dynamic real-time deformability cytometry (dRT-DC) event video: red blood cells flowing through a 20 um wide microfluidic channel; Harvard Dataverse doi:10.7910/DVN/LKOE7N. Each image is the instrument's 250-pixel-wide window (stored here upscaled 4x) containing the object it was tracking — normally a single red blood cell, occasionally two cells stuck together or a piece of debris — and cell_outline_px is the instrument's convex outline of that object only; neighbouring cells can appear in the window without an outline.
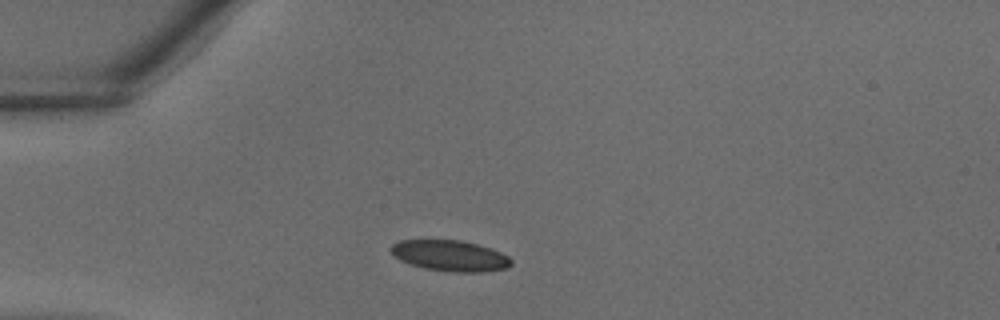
{"species": "common noctule bat (a hibernating species)", "species_latin": "Nyctalus noctula", "temperature_condition": "warm", "stored_images_in_passage": 28, "camera_frame_rate_fps": 3000, "um_per_image_px": 0.085, "animal": {"sex": "male", "body_mass_g": 18.8}, "frame": {"image": 1, "passage_image": 1, "time_ms": 0.0, "image_size_px": [1000, 320], "cell_outline_px": [[512, 264], [508, 268], [484, 272], [456, 272], [424, 268], [400, 260], [392, 256], [388, 248], [392, 244], [400, 240], [460, 240], [476, 244], [500, 252], [508, 256], [512, 260]], "centroid_in_image_um": [38.23, 21.73], "position_along_channel_um": 46.8, "area_um2": 21.68}}
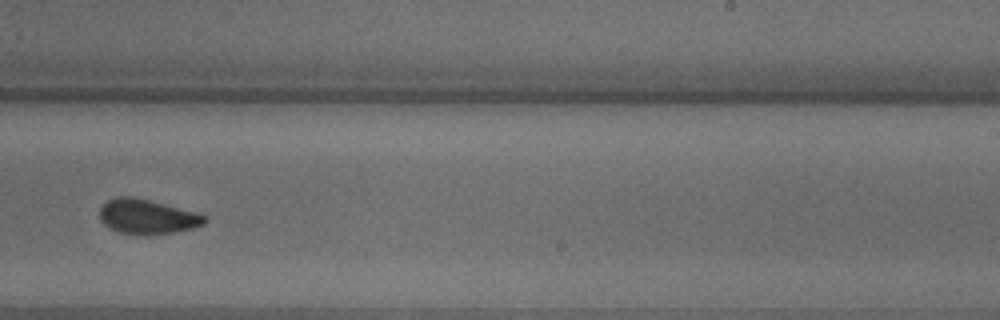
{"frame": {"image": 2, "passage_image": 15, "time_ms": 4.667, "image_size_px": [1000, 320], "cell_outline_px": [[208, 220], [204, 224], [196, 228], [172, 232], [120, 232], [104, 224], [100, 220], [100, 208], [108, 200], [116, 196], [132, 196], [200, 212], [208, 216]], "centroid_in_image_um": [12.59, 18.36], "position_along_channel_um": 276.4, "area_um2": 20.81}}
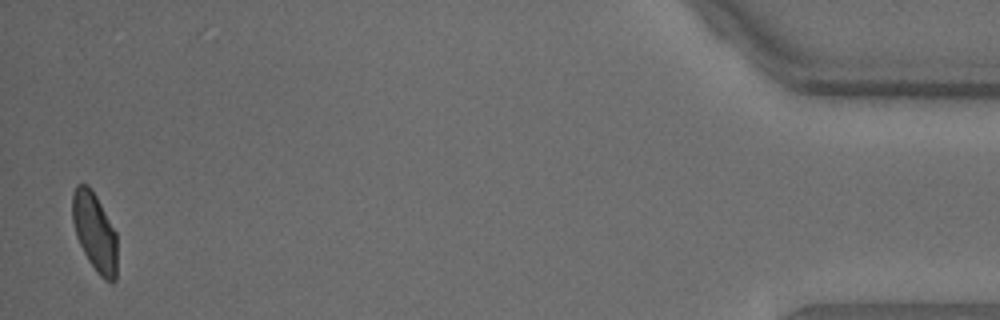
{"frame": {"image": 3, "passage_image": 28, "time_ms": 9.0, "image_size_px": [1000, 320], "cell_outline_px": [[116, 280], [112, 284], [104, 280], [96, 272], [88, 260], [76, 236], [72, 220], [72, 192], [76, 184], [88, 184], [96, 196], [116, 232]], "centroid_in_image_um": [8.04, 19.73], "position_along_channel_um": 427.2, "area_um2": 20.58}}